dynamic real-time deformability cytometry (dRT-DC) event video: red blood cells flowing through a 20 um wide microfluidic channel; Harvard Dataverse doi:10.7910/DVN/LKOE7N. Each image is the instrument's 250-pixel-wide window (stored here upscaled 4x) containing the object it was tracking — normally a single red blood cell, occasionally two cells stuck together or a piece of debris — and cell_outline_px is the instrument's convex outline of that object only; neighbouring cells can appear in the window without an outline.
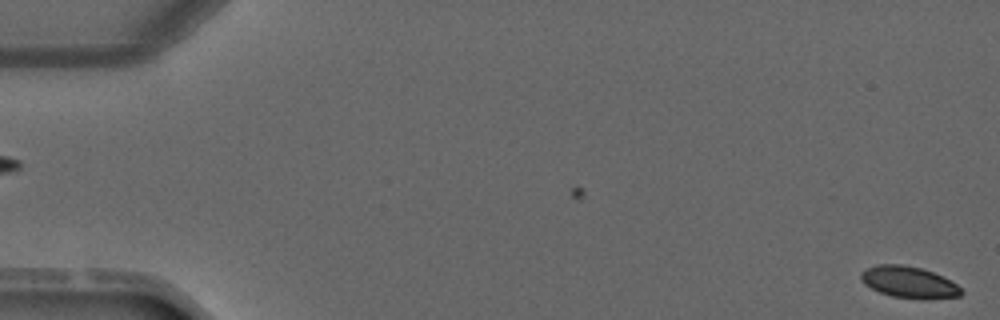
{"species": "common noctule bat (a hibernating species)", "species_latin": "Nyctalus noctula", "temperature_condition": "warm", "stored_images_in_passage": 2, "camera_frame_rate_fps": 3000, "um_per_image_px": 0.085, "animal": {"sex": "male", "forearm_length_mm": 52.5}, "frame": {"image": 1, "passage_image": 2, "time_ms": 2.333, "image_size_px": [1000, 320], "cell_outline_px": [[964, 292], [960, 296], [924, 300], [892, 296], [880, 292], [864, 284], [860, 276], [860, 272], [876, 264], [900, 264], [920, 268], [932, 272], [956, 284]], "centroid_in_image_um": [77.25, 24.0], "position_along_channel_um": 7.8, "area_um2": 18.32}}